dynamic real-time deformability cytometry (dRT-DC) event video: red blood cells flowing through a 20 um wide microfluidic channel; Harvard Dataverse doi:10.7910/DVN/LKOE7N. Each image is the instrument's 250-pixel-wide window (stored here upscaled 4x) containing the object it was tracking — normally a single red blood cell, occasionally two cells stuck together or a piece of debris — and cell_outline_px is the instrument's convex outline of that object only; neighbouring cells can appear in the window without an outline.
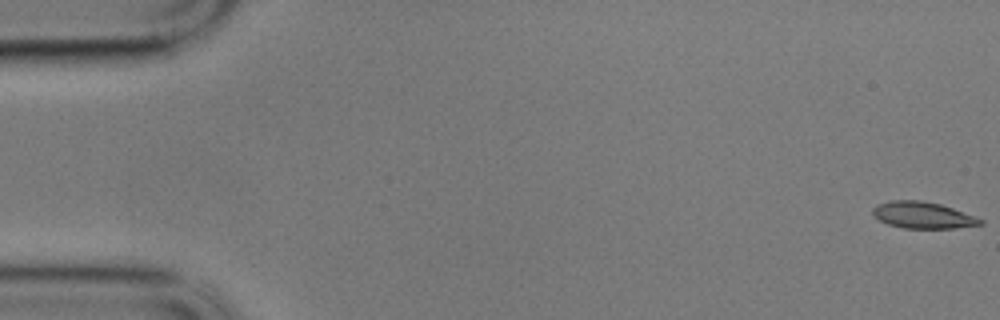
{"species": "common noctule bat (a hibernating species)", "species_latin": "Nyctalus noctula", "temperature_condition": "cold", "stored_images_in_passage": 59, "camera_frame_rate_fps": 3000, "um_per_image_px": 0.085, "animal": {"sex": "male", "body_mass_g": 17.9}, "frame": {"image": 1, "passage_image": 1, "time_ms": 0.0, "image_size_px": [1000, 320], "cell_outline_px": [[984, 224], [956, 228], [904, 228], [888, 224], [872, 216], [872, 208], [876, 204], [888, 200], [920, 200], [940, 204], [976, 216], [984, 220]], "centroid_in_image_um": [78.42, 18.28], "position_along_channel_um": 6.6, "area_um2": 16.82}}
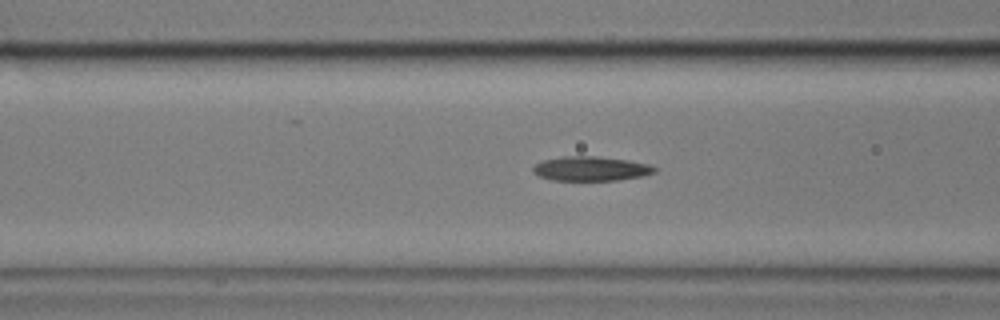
{"frame": {"image": 2, "passage_image": 23, "time_ms": 7.333, "image_size_px": [1000, 320], "cell_outline_px": [[656, 172], [644, 176], [620, 180], [552, 180], [540, 176], [532, 172], [532, 168], [536, 164], [544, 160], [564, 156], [596, 156], [628, 160], [648, 164], [656, 168]], "centroid_in_image_um": [50.24, 14.34], "position_along_channel_um": 116.4, "area_um2": 17.28}}
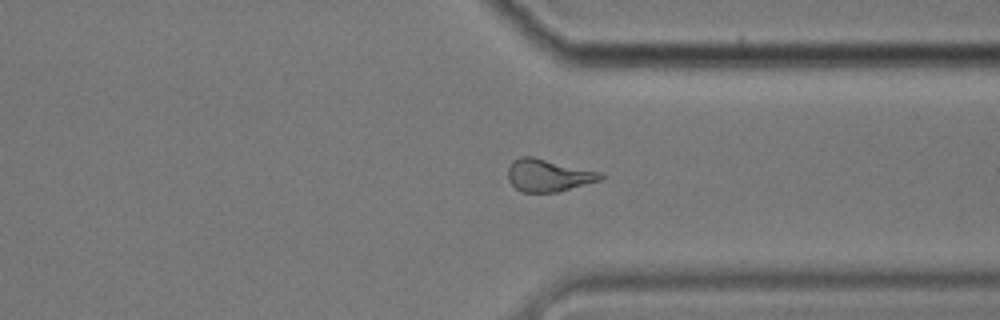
{"frame": {"image": 3, "passage_image": 45, "time_ms": 14.667, "image_size_px": [1000, 320], "cell_outline_px": [[604, 176], [600, 180], [556, 192], [520, 192], [508, 180], [508, 168], [512, 160], [520, 156], [532, 156], [600, 172]], "centroid_in_image_um": [46.55, 14.89], "position_along_channel_um": 364.8, "area_um2": 17.34}, "authors_computed_cell_mechanics": {"area_um2": 17.3978, "velocity_mm_per_s": 3.3912, "shape_relaxation_time_tau1_ms": 9.0895, "shape_relaxation_time_tau2_ms": 2.618, "deformation_change_tau1": 0.2126, "deformation_change_tau2": 0.0961}}